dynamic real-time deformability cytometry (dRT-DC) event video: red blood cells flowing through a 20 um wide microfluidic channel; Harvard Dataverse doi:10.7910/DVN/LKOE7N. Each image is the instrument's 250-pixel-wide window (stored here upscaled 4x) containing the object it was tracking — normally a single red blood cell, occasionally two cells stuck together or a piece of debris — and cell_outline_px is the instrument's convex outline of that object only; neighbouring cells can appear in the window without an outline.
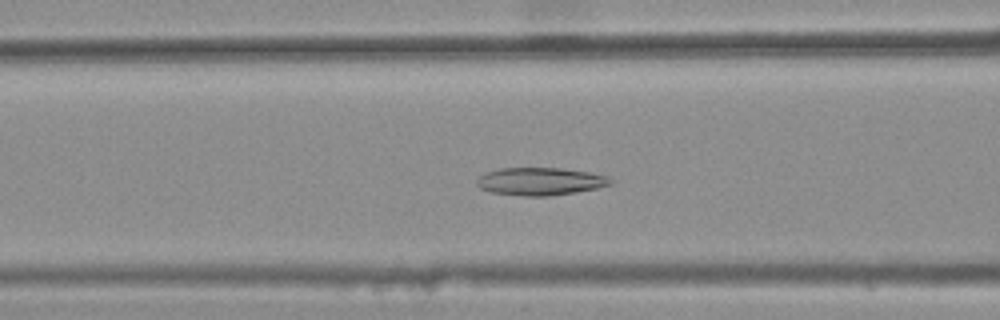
{"species": "common noctule bat (a hibernating species)", "species_latin": "Nyctalus noctula", "temperature_condition": "warm", "stored_images_in_passage": 44, "camera_frame_rate_fps": 3000, "um_per_image_px": 0.085, "animal": {"sex": "female", "body_mass_g": 25.1}, "frame": {"image": 1, "passage_image": 21, "time_ms": 6.667, "image_size_px": [1000, 320], "cell_outline_px": [[612, 184], [596, 188], [576, 192], [552, 196], [524, 196], [492, 192], [480, 188], [476, 184], [476, 180], [484, 172], [500, 168], [560, 168], [588, 172], [608, 176], [612, 180]], "centroid_in_image_um": [45.9, 15.42], "position_along_channel_um": 120.7, "area_um2": 21.62}}
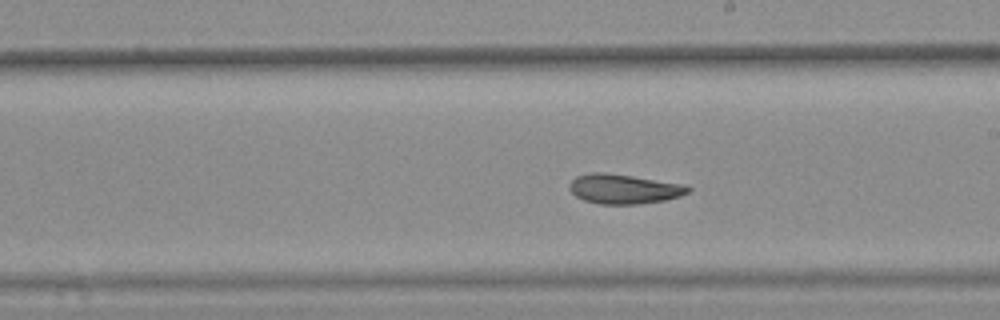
{"frame": {"image": 2, "passage_image": 30, "time_ms": 9.667, "image_size_px": [1000, 320], "cell_outline_px": [[692, 188], [688, 192], [680, 196], [664, 200], [636, 204], [600, 204], [584, 200], [576, 196], [568, 188], [568, 184], [576, 176], [592, 172], [600, 172], [632, 176], [688, 184]], "centroid_in_image_um": [53.04, 16.05], "position_along_channel_um": 236.0, "area_um2": 20.52}}
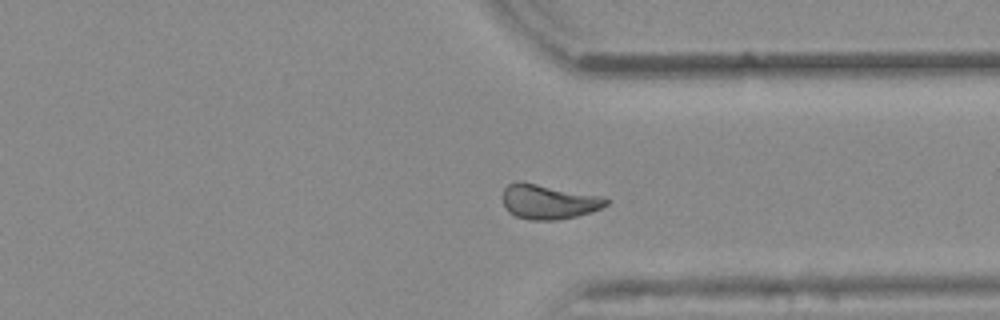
{"frame": {"image": 3, "passage_image": 40, "time_ms": 13.0, "image_size_px": [1000, 320], "cell_outline_px": [[608, 204], [600, 208], [576, 216], [556, 220], [528, 220], [516, 216], [508, 212], [504, 208], [504, 188], [508, 184], [520, 180], [604, 196], [608, 200]], "centroid_in_image_um": [46.61, 17.13], "position_along_channel_um": 364.8, "area_um2": 21.04}, "authors_computed_cell_mechanics": {"area_um2": 21.386, "velocity_mm_per_s": 3.8548, "shape_relaxation_time_tau1_ms": null, "shape_relaxation_time_tau2_ms": 2.5142, "deformation_change_tau1": null, "deformation_change_tau2": 0.0844}}